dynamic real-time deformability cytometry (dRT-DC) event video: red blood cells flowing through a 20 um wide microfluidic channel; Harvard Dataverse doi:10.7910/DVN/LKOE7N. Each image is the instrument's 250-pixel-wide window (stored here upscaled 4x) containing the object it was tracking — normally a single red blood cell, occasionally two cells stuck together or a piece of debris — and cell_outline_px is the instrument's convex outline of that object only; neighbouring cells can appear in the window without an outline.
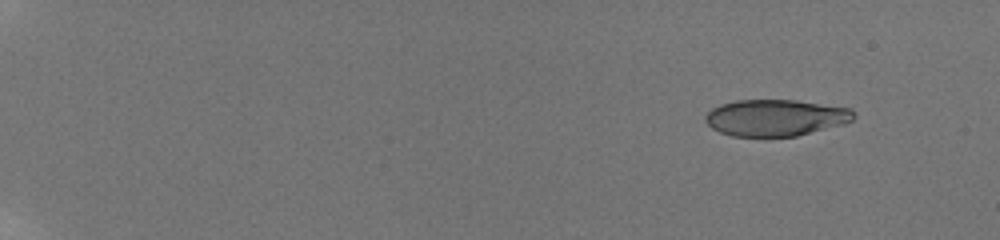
{"species": "human", "species_latin": "Homo sapiens", "temperature_condition": "room temperature", "stored_images_in_passage": 26, "camera_frame_rate_fps": 3000, "um_per_image_px": 0.085, "donor": {"sex": "male"}, "frame": {"image": 1, "passage_image": 3, "time_ms": 1.667, "image_size_px": [1000, 240], "cell_outline_px": [[856, 116], [852, 120], [844, 124], [796, 136], [732, 136], [720, 132], [712, 128], [704, 120], [704, 116], [712, 108], [720, 104], [736, 100], [796, 100], [852, 108]], "centroid_in_image_um": [65.93, 10.0], "position_along_channel_um": 19.1, "area_um2": 31.67}}
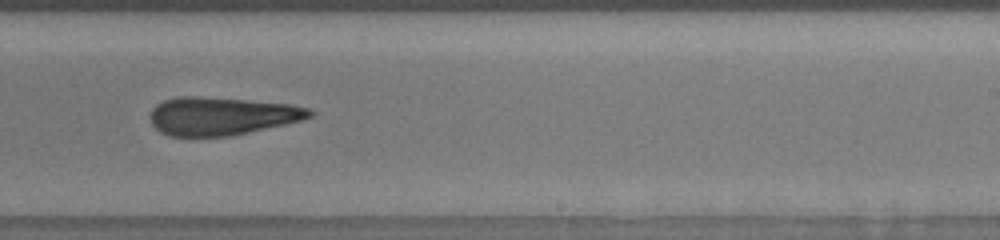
{"frame": {"image": 2, "passage_image": 21, "time_ms": 13.0, "image_size_px": [1000, 240], "cell_outline_px": [[312, 116], [300, 120], [284, 124], [232, 136], [168, 136], [160, 132], [152, 124], [152, 108], [156, 104], [164, 100], [180, 96], [200, 96], [248, 100], [288, 104], [312, 108]], "centroid_in_image_um": [18.82, 9.86], "position_along_channel_um": 270.2, "area_um2": 35.2}}
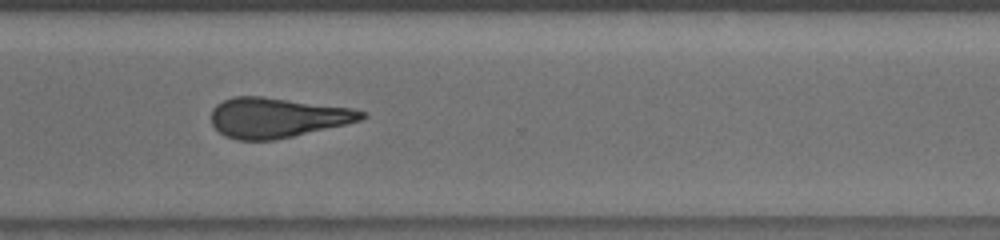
{"frame": {"image": 3, "passage_image": 23, "time_ms": 15.0, "image_size_px": [1000, 240], "cell_outline_px": [[368, 116], [360, 120], [344, 124], [276, 140], [236, 140], [224, 136], [212, 124], [212, 108], [216, 104], [232, 96], [264, 96], [352, 108], [368, 112]], "centroid_in_image_um": [23.54, 9.99], "position_along_channel_um": 347.1, "area_um2": 35.08}, "authors_computed_cell_mechanics": {"area_um2": 34.4488, "velocity_mm_per_s": 3.8441, "shape_relaxation_time_tau1_ms": null, "shape_relaxation_time_tau2_ms": 6.7478, "deformation_change_tau1": null, "deformation_change_tau2": 0.2228}}